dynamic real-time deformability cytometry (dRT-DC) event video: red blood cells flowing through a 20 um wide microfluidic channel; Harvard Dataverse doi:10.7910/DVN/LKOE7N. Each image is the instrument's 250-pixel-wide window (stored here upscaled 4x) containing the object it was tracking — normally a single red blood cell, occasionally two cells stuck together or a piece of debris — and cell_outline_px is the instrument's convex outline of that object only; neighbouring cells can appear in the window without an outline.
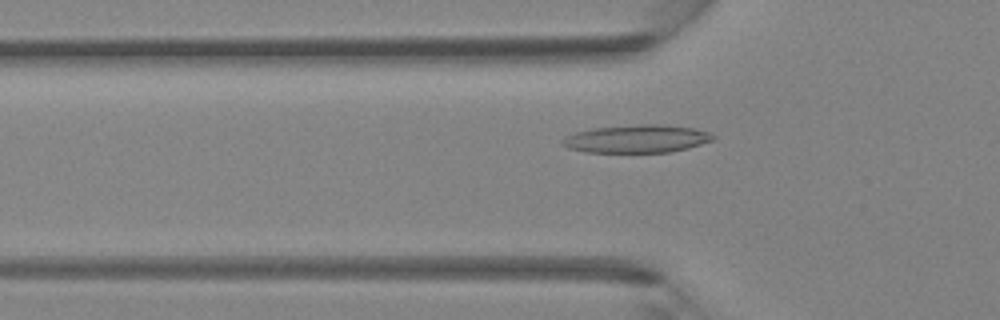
{"species": "Egyptian fruit bat (a non-hibernating species)", "species_latin": "Rousettus aegyptiacus", "temperature_condition": "room temperature", "stored_images_in_passage": 45, "camera_frame_rate_fps": 3000, "um_per_image_px": 0.085, "animal": {"sex": "female"}, "frame": {"image": 1, "passage_image": 15, "time_ms": 4.667, "image_size_px": [1000, 320], "cell_outline_px": [[716, 136], [712, 140], [688, 148], [668, 152], [584, 152], [568, 148], [560, 144], [560, 140], [564, 136], [576, 132], [592, 128], [644, 124], [660, 124], [692, 128], [708, 132]], "centroid_in_image_um": [54.06, 11.8], "position_along_channel_um": 71.7, "area_um2": 24.45}}
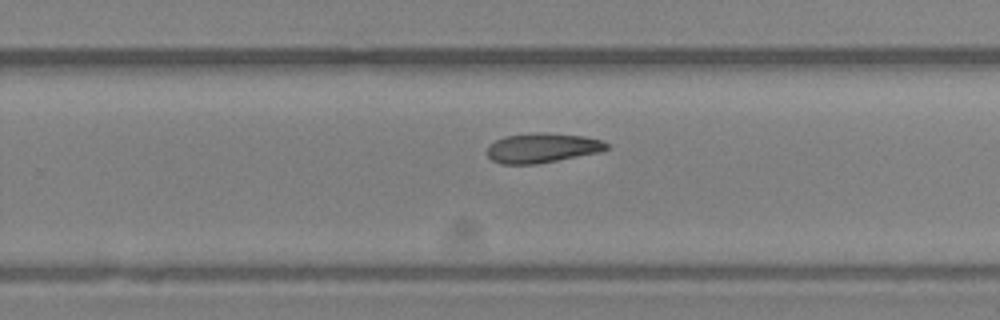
{"frame": {"image": 2, "passage_image": 29, "time_ms": 9.333, "image_size_px": [1000, 320], "cell_outline_px": [[608, 148], [600, 152], [536, 164], [500, 164], [492, 160], [488, 156], [488, 148], [496, 140], [504, 136], [536, 132], [544, 132], [584, 136], [600, 140], [608, 144]], "centroid_in_image_um": [46.08, 12.57], "position_along_channel_um": 283.7, "area_um2": 20.52}}
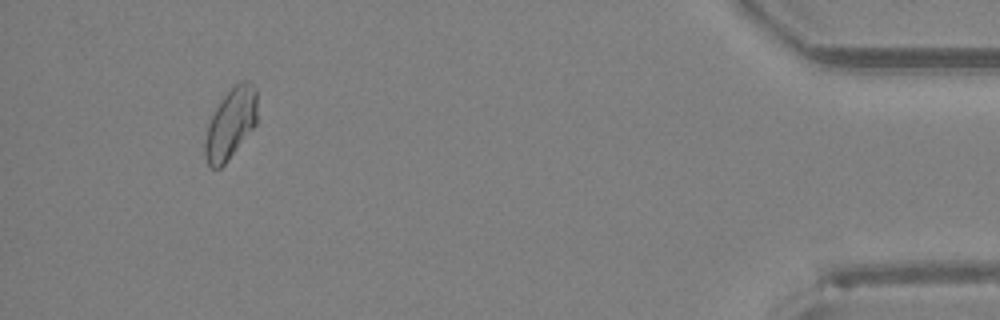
{"frame": {"image": 3, "passage_image": 42, "time_ms": 13.667, "image_size_px": [1000, 320], "cell_outline_px": [[256, 124], [224, 164], [220, 168], [212, 168], [208, 164], [204, 156], [204, 144], [208, 124], [220, 100], [240, 80], [252, 80], [256, 88]], "centroid_in_image_um": [19.6, 10.48], "position_along_channel_um": 415.6, "area_um2": 21.27}}